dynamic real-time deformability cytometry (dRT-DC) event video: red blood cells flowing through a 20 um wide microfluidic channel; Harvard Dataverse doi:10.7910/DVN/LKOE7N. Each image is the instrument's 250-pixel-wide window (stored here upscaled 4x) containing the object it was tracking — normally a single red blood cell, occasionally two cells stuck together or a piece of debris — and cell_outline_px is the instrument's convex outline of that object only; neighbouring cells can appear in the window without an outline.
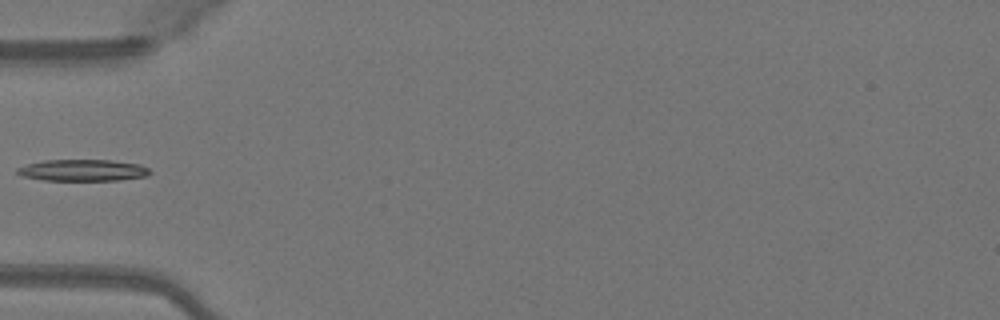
{"species": "Egyptian fruit bat (a non-hibernating species)", "species_latin": "Rousettus aegyptiacus", "temperature_condition": "warm", "stored_images_in_passage": 28, "camera_frame_rate_fps": 3000, "um_per_image_px": 0.085, "animal": {"sex": "female"}, "frame": {"image": 1, "passage_image": 1, "time_ms": 0.0, "image_size_px": [1000, 320], "cell_outline_px": [[152, 172], [148, 176], [116, 180], [44, 180], [20, 176], [16, 172], [16, 168], [28, 164], [44, 160], [112, 160], [140, 164], [148, 168]], "centroid_in_image_um": [7.04, 14.47], "position_along_channel_um": 78.0, "area_um2": 16.7}}
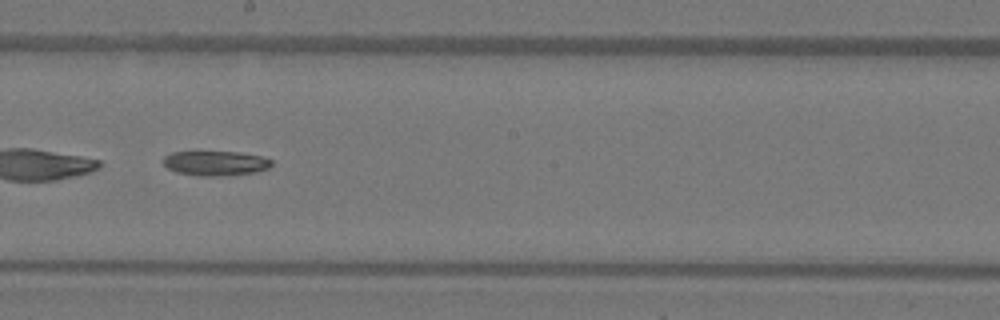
{"frame": {"image": 2, "passage_image": 12, "time_ms": 3.667, "image_size_px": [1000, 320], "cell_outline_px": [[272, 164], [268, 168], [256, 172], [216, 176], [200, 176], [176, 172], [168, 168], [164, 164], [164, 156], [172, 152], [240, 152], [260, 156], [272, 160]], "centroid_in_image_um": [18.31, 13.87], "position_along_channel_um": 229.9, "area_um2": 15.43}}
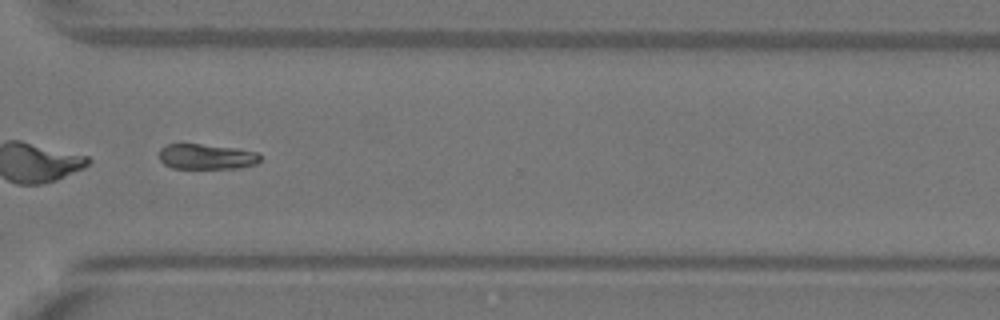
{"frame": {"image": 3, "passage_image": 21, "time_ms": 6.667, "image_size_px": [1000, 320], "cell_outline_px": [[260, 160], [256, 164], [240, 168], [172, 168], [164, 164], [160, 160], [160, 148], [164, 144], [200, 144], [236, 148], [260, 152]], "centroid_in_image_um": [17.57, 13.31], "position_along_channel_um": 353.0, "area_um2": 15.03}}